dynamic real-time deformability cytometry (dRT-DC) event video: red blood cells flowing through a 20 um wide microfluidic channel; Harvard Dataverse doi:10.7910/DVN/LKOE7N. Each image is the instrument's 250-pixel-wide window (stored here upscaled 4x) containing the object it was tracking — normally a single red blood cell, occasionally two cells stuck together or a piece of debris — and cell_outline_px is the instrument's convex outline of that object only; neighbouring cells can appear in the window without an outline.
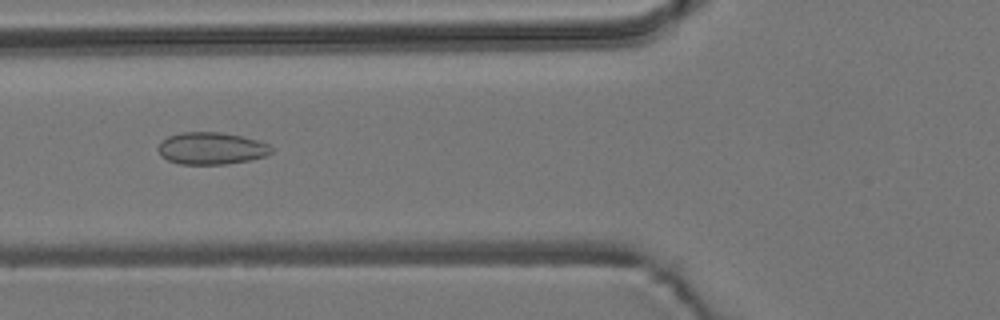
{"species": "common noctule bat (a hibernating species)", "species_latin": "Nyctalus noctula", "temperature_condition": "room temperature", "stored_images_in_passage": 48, "camera_frame_rate_fps": 3000, "um_per_image_px": 0.085, "animal": {"sex": "male", "body_mass_g": 19.2, "forearm_length_mm": 51.8}, "frame": {"image": 1, "passage_image": 14, "time_ms": 4.333, "image_size_px": [1000, 320], "cell_outline_px": [[272, 152], [264, 156], [252, 160], [224, 164], [180, 164], [168, 160], [160, 156], [156, 148], [168, 136], [180, 132], [220, 132], [260, 140], [268, 144], [272, 148]], "centroid_in_image_um": [17.96, 12.61], "position_along_channel_um": 107.8, "area_um2": 21.27}}
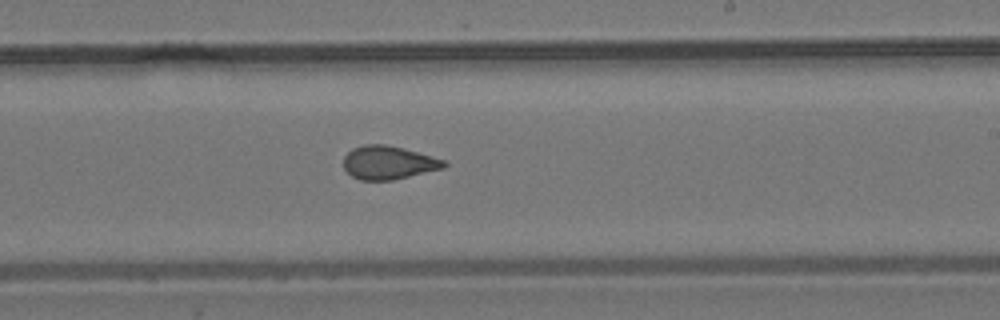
{"frame": {"image": 2, "passage_image": 26, "time_ms": 8.333, "image_size_px": [1000, 320], "cell_outline_px": [[448, 164], [444, 168], [392, 180], [360, 180], [352, 176], [344, 168], [344, 156], [352, 148], [364, 144], [384, 144], [404, 148], [448, 160]], "centroid_in_image_um": [33.05, 13.81], "position_along_channel_um": 256.0, "area_um2": 19.71}}
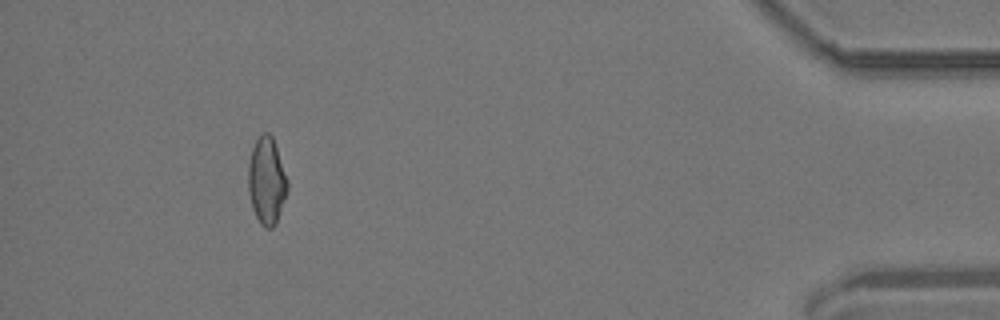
{"frame": {"image": 3, "passage_image": 44, "time_ms": 14.333, "image_size_px": [1000, 320], "cell_outline_px": [[288, 188], [276, 224], [272, 228], [264, 228], [260, 224], [252, 208], [248, 192], [248, 164], [252, 148], [256, 140], [264, 132], [268, 132], [272, 136], [288, 180]], "centroid_in_image_um": [22.65, 15.39], "position_along_channel_um": 412.5, "area_um2": 19.88}, "authors_computed_cell_mechanics": {"area_um2": 20.0855, "velocity_mm_per_s": 3.6927, "shape_relaxation_time_tau1_ms": 10.4882, "shape_relaxation_time_tau2_ms": 1.256, "deformation_change_tau1": 0.1529, "deformation_change_tau2": 0.0626}}